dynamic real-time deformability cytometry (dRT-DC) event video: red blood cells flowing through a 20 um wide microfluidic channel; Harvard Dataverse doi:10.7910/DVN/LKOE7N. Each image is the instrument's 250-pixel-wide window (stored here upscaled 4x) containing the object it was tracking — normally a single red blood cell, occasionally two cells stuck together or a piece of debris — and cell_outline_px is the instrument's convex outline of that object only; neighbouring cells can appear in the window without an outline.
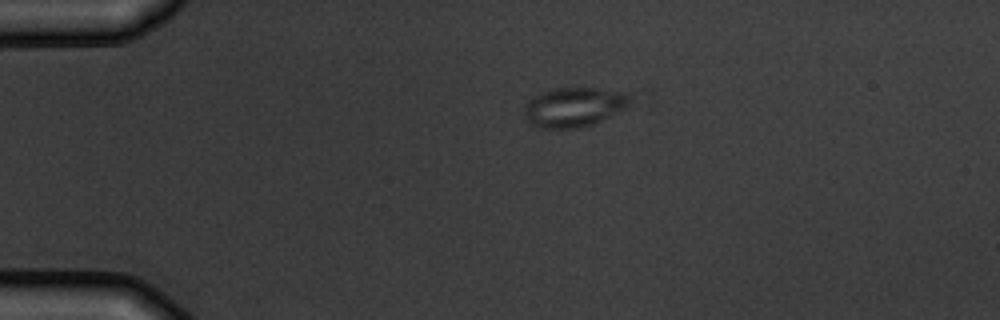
{"species": "common noctule bat (a hibernating species)", "species_latin": "Nyctalus noctula", "temperature_condition": "warm", "stored_images_in_passage": 3, "camera_frame_rate_fps": 3000, "um_per_image_px": 0.085, "animal": {"sex": "male", "body_mass_g": 19.5, "forearm_length_mm": 54.6}, "frame": {"image": 1, "passage_image": 1, "time_ms": 0.0, "image_size_px": [1000, 320], "cell_outline_px": [[628, 104], [624, 108], [592, 124], [580, 128], [540, 128], [532, 124], [524, 116], [524, 104], [532, 96], [540, 92], [556, 88], [600, 88], [628, 92]], "centroid_in_image_um": [48.72, 9.08], "position_along_channel_um": 36.3, "area_um2": 24.22}}